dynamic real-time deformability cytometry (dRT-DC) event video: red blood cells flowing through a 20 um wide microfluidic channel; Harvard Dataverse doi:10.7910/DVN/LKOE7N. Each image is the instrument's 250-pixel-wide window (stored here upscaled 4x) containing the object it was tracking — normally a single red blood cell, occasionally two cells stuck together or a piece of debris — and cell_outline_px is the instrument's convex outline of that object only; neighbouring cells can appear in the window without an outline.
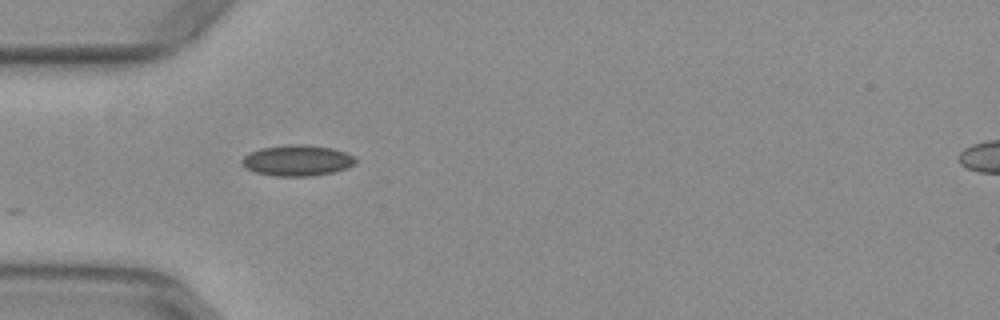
{"species": "common noctule bat (a hibernating species)", "species_latin": "Nyctalus noctula", "temperature_condition": "warm", "stored_images_in_passage": 6, "camera_frame_rate_fps": 3000, "um_per_image_px": 0.085, "animal": {"sex": "female", "body_mass_g": 29.2, "forearm_length_mm": 56.3}, "frame": {"image": 1, "passage_image": 1, "time_ms": 0.0, "image_size_px": [1000, 320], "cell_outline_px": [[356, 164], [348, 168], [332, 172], [312, 176], [276, 176], [256, 172], [244, 168], [240, 164], [240, 160], [244, 156], [260, 148], [288, 144], [304, 144], [332, 148], [344, 152], [352, 156], [356, 160]], "centroid_in_image_um": [25.24, 13.64], "position_along_channel_um": 59.8, "area_um2": 20.52}}
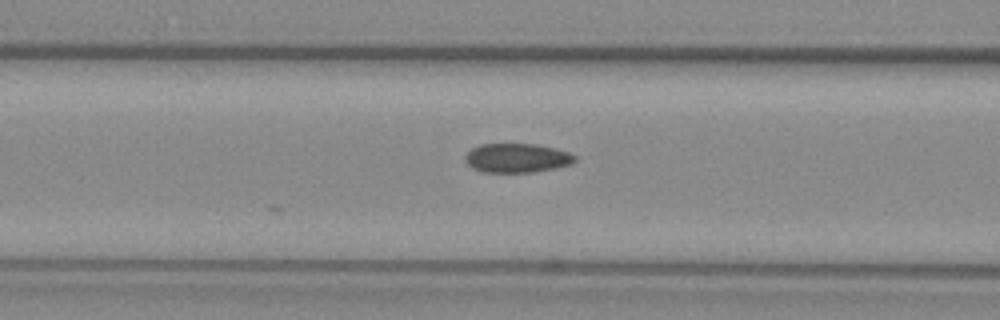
{"frame": {"image": 2, "passage_image": 6, "time_ms": 1.667, "image_size_px": [1000, 320], "cell_outline_px": [[576, 160], [572, 164], [532, 172], [484, 172], [472, 168], [464, 160], [464, 156], [472, 148], [480, 144], [536, 144], [556, 148], [568, 152], [576, 156]], "centroid_in_image_um": [43.93, 13.42], "position_along_channel_um": 122.7, "area_um2": 18.61}}